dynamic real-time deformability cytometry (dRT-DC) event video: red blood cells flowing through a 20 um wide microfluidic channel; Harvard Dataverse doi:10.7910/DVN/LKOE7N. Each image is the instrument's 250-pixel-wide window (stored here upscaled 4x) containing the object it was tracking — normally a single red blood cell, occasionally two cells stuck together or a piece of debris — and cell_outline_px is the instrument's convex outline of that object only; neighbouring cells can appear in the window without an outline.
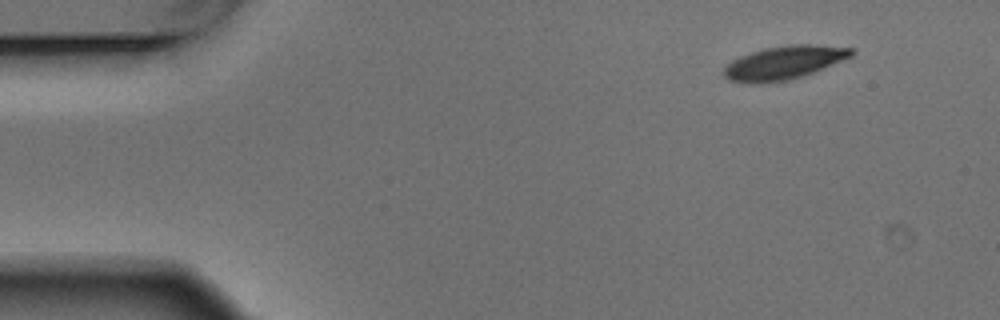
{"species": "Egyptian fruit bat (a non-hibernating species)", "species_latin": "Rousettus aegyptiacus", "temperature_condition": "warm", "stored_images_in_passage": 2, "camera_frame_rate_fps": 3000, "um_per_image_px": 0.085, "animal": {"sex": "male"}, "frame": {"image": 1, "passage_image": 1, "time_ms": 0.0, "image_size_px": [1000, 320], "cell_outline_px": [[856, 52], [852, 56], [804, 76], [788, 80], [764, 84], [748, 84], [728, 80], [724, 76], [724, 68], [732, 60], [740, 56], [764, 48], [788, 44], [816, 44], [852, 48]], "centroid_in_image_um": [66.63, 5.34], "position_along_channel_um": 18.4, "area_um2": 25.14}}